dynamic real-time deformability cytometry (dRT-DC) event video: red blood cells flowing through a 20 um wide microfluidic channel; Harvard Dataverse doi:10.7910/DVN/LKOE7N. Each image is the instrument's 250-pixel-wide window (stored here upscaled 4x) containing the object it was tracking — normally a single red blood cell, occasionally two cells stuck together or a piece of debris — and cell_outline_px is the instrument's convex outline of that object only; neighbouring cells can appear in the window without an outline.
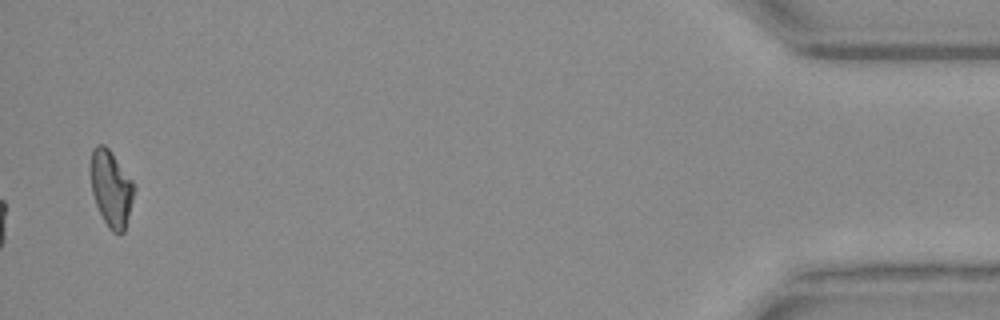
{"species": "Egyptian fruit bat (a non-hibernating species)", "species_latin": "Rousettus aegyptiacus", "temperature_condition": "warm", "stored_images_in_passage": 29, "camera_frame_rate_fps": 3000, "um_per_image_px": 0.085, "animal": {"sex": "female"}, "frame": {"image": 1, "passage_image": 29, "time_ms": 9.333, "image_size_px": [1000, 320], "cell_outline_px": [[136, 188], [124, 232], [120, 236], [112, 232], [108, 228], [96, 204], [92, 192], [88, 168], [92, 148], [96, 144], [104, 144], [108, 148], [132, 180]], "centroid_in_image_um": [9.42, 16.01], "position_along_channel_um": 425.8, "area_um2": 19.71}}